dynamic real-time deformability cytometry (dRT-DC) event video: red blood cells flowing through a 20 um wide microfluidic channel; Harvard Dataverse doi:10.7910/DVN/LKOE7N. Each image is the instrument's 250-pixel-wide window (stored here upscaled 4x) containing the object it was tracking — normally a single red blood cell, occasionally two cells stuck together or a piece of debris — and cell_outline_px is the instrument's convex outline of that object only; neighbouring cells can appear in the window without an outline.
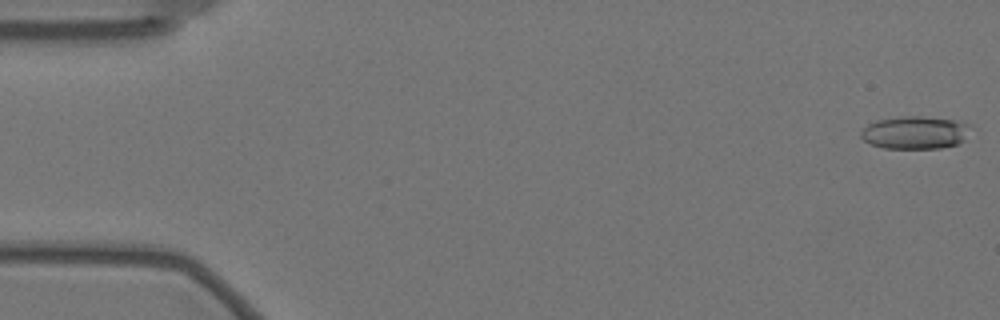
{"species": "Egyptian fruit bat (a non-hibernating species)", "species_latin": "Rousettus aegyptiacus", "temperature_condition": "warm", "stored_images_in_passage": 23, "camera_frame_rate_fps": 3000, "um_per_image_px": 0.085, "animal": {"sex": "female"}, "frame": {"image": 1, "passage_image": 1, "time_ms": 0.0, "image_size_px": [1000, 320], "cell_outline_px": [[972, 124], [964, 140], [956, 144], [940, 148], [884, 148], [872, 144], [864, 140], [860, 136], [860, 132], [868, 124], [876, 120], [908, 116], [920, 116], [956, 120]], "centroid_in_image_um": [77.8, 11.26], "position_along_channel_um": 7.2, "area_um2": 20.87}}
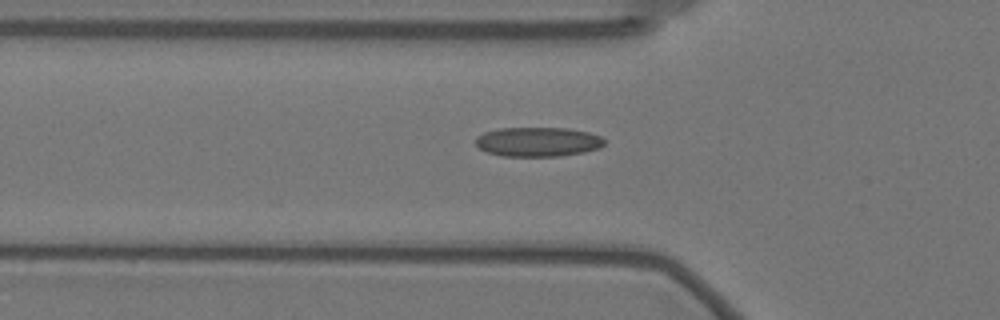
{"frame": {"image": 2, "passage_image": 19, "time_ms": 6.0, "image_size_px": [1000, 320], "cell_outline_px": [[604, 144], [600, 148], [584, 152], [560, 156], [504, 156], [488, 152], [480, 148], [476, 144], [476, 136], [484, 132], [500, 128], [568, 128], [588, 132], [600, 136], [604, 140]], "centroid_in_image_um": [45.73, 12.05], "position_along_channel_um": 80.1, "area_um2": 22.02}}
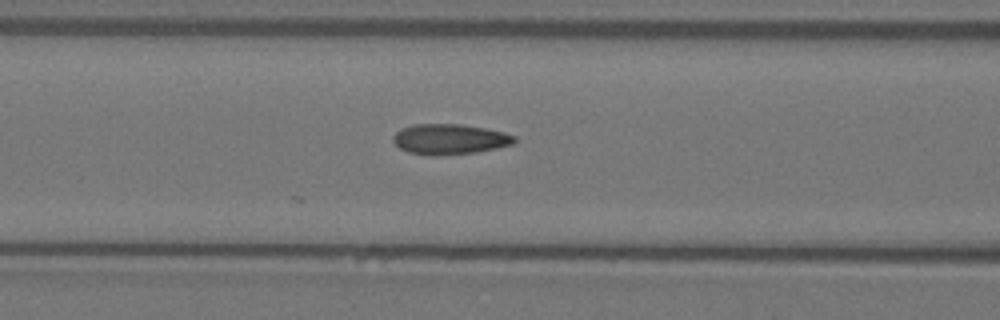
{"frame": {"image": 3, "passage_image": 23, "time_ms": 7.333, "image_size_px": [1000, 320], "cell_outline_px": [[516, 140], [512, 144], [496, 148], [476, 152], [436, 156], [432, 156], [408, 152], [400, 148], [392, 140], [392, 136], [400, 128], [412, 124], [460, 124], [484, 128], [504, 132], [516, 136]], "centroid_in_image_um": [38.19, 11.83], "position_along_channel_um": 128.4, "area_um2": 21.56}}